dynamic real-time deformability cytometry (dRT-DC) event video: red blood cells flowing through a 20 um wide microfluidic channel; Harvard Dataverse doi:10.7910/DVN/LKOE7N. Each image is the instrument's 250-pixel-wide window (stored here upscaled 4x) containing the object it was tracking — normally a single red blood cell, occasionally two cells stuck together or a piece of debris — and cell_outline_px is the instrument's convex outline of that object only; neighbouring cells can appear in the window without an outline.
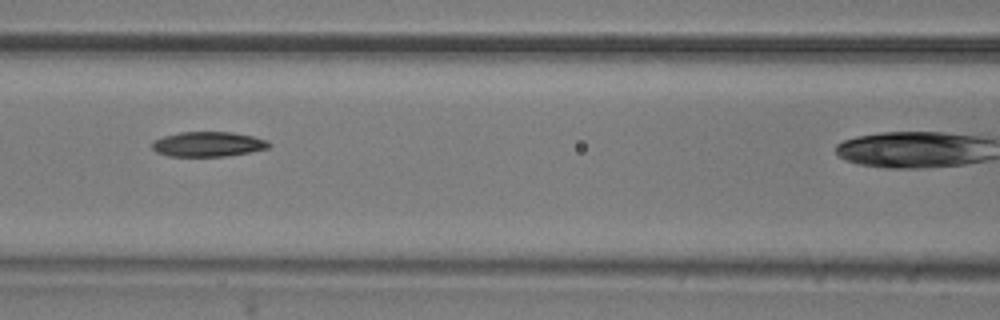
{"species": "common noctule bat (a hibernating species)", "species_latin": "Nyctalus noctula", "temperature_condition": "room temperature", "stored_images_in_passage": 5, "camera_frame_rate_fps": 3000, "um_per_image_px": 0.085, "animal": {"sex": "male", "body_mass_g": 20.5, "forearm_length_mm": 52.5}, "frame": {"image": 1, "passage_image": 4, "time_ms": 1.0, "image_size_px": [1000, 320], "cell_outline_px": [[272, 144], [268, 148], [248, 152], [224, 156], [168, 156], [156, 152], [152, 148], [152, 140], [164, 136], [180, 132], [232, 132], [252, 136], [268, 140]], "centroid_in_image_um": [17.67, 12.25], "position_along_channel_um": 148.9, "area_um2": 16.94}}